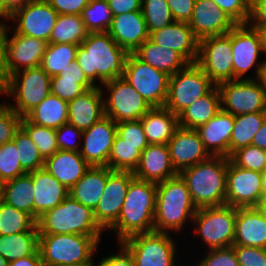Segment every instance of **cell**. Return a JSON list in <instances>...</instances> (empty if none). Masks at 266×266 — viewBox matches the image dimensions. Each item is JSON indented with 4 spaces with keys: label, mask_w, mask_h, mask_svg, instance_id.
Listing matches in <instances>:
<instances>
[{
    "label": "cell",
    "mask_w": 266,
    "mask_h": 266,
    "mask_svg": "<svg viewBox=\"0 0 266 266\" xmlns=\"http://www.w3.org/2000/svg\"><path fill=\"white\" fill-rule=\"evenodd\" d=\"M127 55L108 32L88 33L78 46L76 62L93 85L97 78L104 84L123 78Z\"/></svg>",
    "instance_id": "1"
},
{
    "label": "cell",
    "mask_w": 266,
    "mask_h": 266,
    "mask_svg": "<svg viewBox=\"0 0 266 266\" xmlns=\"http://www.w3.org/2000/svg\"><path fill=\"white\" fill-rule=\"evenodd\" d=\"M157 184L133 178L118 220L110 227L121 243L136 234L154 231Z\"/></svg>",
    "instance_id": "2"
},
{
    "label": "cell",
    "mask_w": 266,
    "mask_h": 266,
    "mask_svg": "<svg viewBox=\"0 0 266 266\" xmlns=\"http://www.w3.org/2000/svg\"><path fill=\"white\" fill-rule=\"evenodd\" d=\"M229 160L224 156H211L179 173L197 209L226 205Z\"/></svg>",
    "instance_id": "3"
},
{
    "label": "cell",
    "mask_w": 266,
    "mask_h": 266,
    "mask_svg": "<svg viewBox=\"0 0 266 266\" xmlns=\"http://www.w3.org/2000/svg\"><path fill=\"white\" fill-rule=\"evenodd\" d=\"M186 182L178 174L157 184L154 232L179 231L197 211Z\"/></svg>",
    "instance_id": "4"
},
{
    "label": "cell",
    "mask_w": 266,
    "mask_h": 266,
    "mask_svg": "<svg viewBox=\"0 0 266 266\" xmlns=\"http://www.w3.org/2000/svg\"><path fill=\"white\" fill-rule=\"evenodd\" d=\"M101 236L49 234L38 236V250L44 266H94L93 254Z\"/></svg>",
    "instance_id": "5"
},
{
    "label": "cell",
    "mask_w": 266,
    "mask_h": 266,
    "mask_svg": "<svg viewBox=\"0 0 266 266\" xmlns=\"http://www.w3.org/2000/svg\"><path fill=\"white\" fill-rule=\"evenodd\" d=\"M39 235L80 234L101 236L103 229L94 218L93 211L71 196L55 208L44 212L37 220Z\"/></svg>",
    "instance_id": "6"
},
{
    "label": "cell",
    "mask_w": 266,
    "mask_h": 266,
    "mask_svg": "<svg viewBox=\"0 0 266 266\" xmlns=\"http://www.w3.org/2000/svg\"><path fill=\"white\" fill-rule=\"evenodd\" d=\"M169 75L128 53L123 79L129 83L151 107H163L168 98Z\"/></svg>",
    "instance_id": "7"
},
{
    "label": "cell",
    "mask_w": 266,
    "mask_h": 266,
    "mask_svg": "<svg viewBox=\"0 0 266 266\" xmlns=\"http://www.w3.org/2000/svg\"><path fill=\"white\" fill-rule=\"evenodd\" d=\"M5 94L15 98L17 105L9 106L24 117L51 94V77L41 67L15 72L8 78Z\"/></svg>",
    "instance_id": "8"
},
{
    "label": "cell",
    "mask_w": 266,
    "mask_h": 266,
    "mask_svg": "<svg viewBox=\"0 0 266 266\" xmlns=\"http://www.w3.org/2000/svg\"><path fill=\"white\" fill-rule=\"evenodd\" d=\"M214 86L196 63H189L169 77L168 98L164 106L179 115Z\"/></svg>",
    "instance_id": "9"
},
{
    "label": "cell",
    "mask_w": 266,
    "mask_h": 266,
    "mask_svg": "<svg viewBox=\"0 0 266 266\" xmlns=\"http://www.w3.org/2000/svg\"><path fill=\"white\" fill-rule=\"evenodd\" d=\"M237 208L229 205L200 208L193 221L197 223L196 233L210 249L233 246Z\"/></svg>",
    "instance_id": "10"
},
{
    "label": "cell",
    "mask_w": 266,
    "mask_h": 266,
    "mask_svg": "<svg viewBox=\"0 0 266 266\" xmlns=\"http://www.w3.org/2000/svg\"><path fill=\"white\" fill-rule=\"evenodd\" d=\"M217 87L223 111L234 116L266 111V91L259 79H235Z\"/></svg>",
    "instance_id": "11"
},
{
    "label": "cell",
    "mask_w": 266,
    "mask_h": 266,
    "mask_svg": "<svg viewBox=\"0 0 266 266\" xmlns=\"http://www.w3.org/2000/svg\"><path fill=\"white\" fill-rule=\"evenodd\" d=\"M120 244L132 255L134 266H178L174 264L176 245L168 233L136 234Z\"/></svg>",
    "instance_id": "12"
},
{
    "label": "cell",
    "mask_w": 266,
    "mask_h": 266,
    "mask_svg": "<svg viewBox=\"0 0 266 266\" xmlns=\"http://www.w3.org/2000/svg\"><path fill=\"white\" fill-rule=\"evenodd\" d=\"M196 64L216 86L233 80L231 31L201 39Z\"/></svg>",
    "instance_id": "13"
},
{
    "label": "cell",
    "mask_w": 266,
    "mask_h": 266,
    "mask_svg": "<svg viewBox=\"0 0 266 266\" xmlns=\"http://www.w3.org/2000/svg\"><path fill=\"white\" fill-rule=\"evenodd\" d=\"M103 85L110 93V96L103 101L105 116L116 123L139 120L152 108L123 78L113 79Z\"/></svg>",
    "instance_id": "14"
},
{
    "label": "cell",
    "mask_w": 266,
    "mask_h": 266,
    "mask_svg": "<svg viewBox=\"0 0 266 266\" xmlns=\"http://www.w3.org/2000/svg\"><path fill=\"white\" fill-rule=\"evenodd\" d=\"M8 25H4L5 69L8 77L22 68L30 69L41 66L48 42L34 37L13 33L7 37Z\"/></svg>",
    "instance_id": "15"
},
{
    "label": "cell",
    "mask_w": 266,
    "mask_h": 266,
    "mask_svg": "<svg viewBox=\"0 0 266 266\" xmlns=\"http://www.w3.org/2000/svg\"><path fill=\"white\" fill-rule=\"evenodd\" d=\"M58 15L47 0H31L14 11L9 20L18 22L15 33L49 42Z\"/></svg>",
    "instance_id": "16"
},
{
    "label": "cell",
    "mask_w": 266,
    "mask_h": 266,
    "mask_svg": "<svg viewBox=\"0 0 266 266\" xmlns=\"http://www.w3.org/2000/svg\"><path fill=\"white\" fill-rule=\"evenodd\" d=\"M133 178L131 171L111 170L108 167L103 195L93 211L96 222L103 230L109 229L118 220Z\"/></svg>",
    "instance_id": "17"
},
{
    "label": "cell",
    "mask_w": 266,
    "mask_h": 266,
    "mask_svg": "<svg viewBox=\"0 0 266 266\" xmlns=\"http://www.w3.org/2000/svg\"><path fill=\"white\" fill-rule=\"evenodd\" d=\"M262 173L234 165L230 160L227 168L226 205L258 207L262 200Z\"/></svg>",
    "instance_id": "18"
},
{
    "label": "cell",
    "mask_w": 266,
    "mask_h": 266,
    "mask_svg": "<svg viewBox=\"0 0 266 266\" xmlns=\"http://www.w3.org/2000/svg\"><path fill=\"white\" fill-rule=\"evenodd\" d=\"M116 135L117 123L104 116L83 131L85 140L80 149L81 156L90 166H107Z\"/></svg>",
    "instance_id": "19"
},
{
    "label": "cell",
    "mask_w": 266,
    "mask_h": 266,
    "mask_svg": "<svg viewBox=\"0 0 266 266\" xmlns=\"http://www.w3.org/2000/svg\"><path fill=\"white\" fill-rule=\"evenodd\" d=\"M248 25L237 24L231 30L233 80L242 79L241 77L256 65L257 57L262 53L259 30Z\"/></svg>",
    "instance_id": "20"
},
{
    "label": "cell",
    "mask_w": 266,
    "mask_h": 266,
    "mask_svg": "<svg viewBox=\"0 0 266 266\" xmlns=\"http://www.w3.org/2000/svg\"><path fill=\"white\" fill-rule=\"evenodd\" d=\"M167 146L173 167L178 173L211 157L196 129L179 126Z\"/></svg>",
    "instance_id": "21"
},
{
    "label": "cell",
    "mask_w": 266,
    "mask_h": 266,
    "mask_svg": "<svg viewBox=\"0 0 266 266\" xmlns=\"http://www.w3.org/2000/svg\"><path fill=\"white\" fill-rule=\"evenodd\" d=\"M188 24L199 41L206 37L227 34L237 25L212 0H196Z\"/></svg>",
    "instance_id": "22"
},
{
    "label": "cell",
    "mask_w": 266,
    "mask_h": 266,
    "mask_svg": "<svg viewBox=\"0 0 266 266\" xmlns=\"http://www.w3.org/2000/svg\"><path fill=\"white\" fill-rule=\"evenodd\" d=\"M149 39L161 47L180 53L189 63H196L199 40L187 22L174 21L149 33Z\"/></svg>",
    "instance_id": "23"
},
{
    "label": "cell",
    "mask_w": 266,
    "mask_h": 266,
    "mask_svg": "<svg viewBox=\"0 0 266 266\" xmlns=\"http://www.w3.org/2000/svg\"><path fill=\"white\" fill-rule=\"evenodd\" d=\"M178 174L171 162L167 144H149L141 152L139 163L133 171L135 178L156 184Z\"/></svg>",
    "instance_id": "24"
},
{
    "label": "cell",
    "mask_w": 266,
    "mask_h": 266,
    "mask_svg": "<svg viewBox=\"0 0 266 266\" xmlns=\"http://www.w3.org/2000/svg\"><path fill=\"white\" fill-rule=\"evenodd\" d=\"M108 33L127 53H133L149 39L146 21L141 10L113 16Z\"/></svg>",
    "instance_id": "25"
},
{
    "label": "cell",
    "mask_w": 266,
    "mask_h": 266,
    "mask_svg": "<svg viewBox=\"0 0 266 266\" xmlns=\"http://www.w3.org/2000/svg\"><path fill=\"white\" fill-rule=\"evenodd\" d=\"M102 95L103 90L96 85L68 101V123L84 131L101 120L105 116Z\"/></svg>",
    "instance_id": "26"
},
{
    "label": "cell",
    "mask_w": 266,
    "mask_h": 266,
    "mask_svg": "<svg viewBox=\"0 0 266 266\" xmlns=\"http://www.w3.org/2000/svg\"><path fill=\"white\" fill-rule=\"evenodd\" d=\"M234 125V115L222 109L206 124L199 126V133L205 149L211 156L229 158V145Z\"/></svg>",
    "instance_id": "27"
},
{
    "label": "cell",
    "mask_w": 266,
    "mask_h": 266,
    "mask_svg": "<svg viewBox=\"0 0 266 266\" xmlns=\"http://www.w3.org/2000/svg\"><path fill=\"white\" fill-rule=\"evenodd\" d=\"M233 245L266 248V217L258 207L237 208Z\"/></svg>",
    "instance_id": "28"
},
{
    "label": "cell",
    "mask_w": 266,
    "mask_h": 266,
    "mask_svg": "<svg viewBox=\"0 0 266 266\" xmlns=\"http://www.w3.org/2000/svg\"><path fill=\"white\" fill-rule=\"evenodd\" d=\"M35 190L34 219L46 211L55 208L69 195V189L62 185L44 168L30 172Z\"/></svg>",
    "instance_id": "29"
},
{
    "label": "cell",
    "mask_w": 266,
    "mask_h": 266,
    "mask_svg": "<svg viewBox=\"0 0 266 266\" xmlns=\"http://www.w3.org/2000/svg\"><path fill=\"white\" fill-rule=\"evenodd\" d=\"M90 167L80 152L75 151L58 150L44 161V169L67 189L75 185Z\"/></svg>",
    "instance_id": "30"
},
{
    "label": "cell",
    "mask_w": 266,
    "mask_h": 266,
    "mask_svg": "<svg viewBox=\"0 0 266 266\" xmlns=\"http://www.w3.org/2000/svg\"><path fill=\"white\" fill-rule=\"evenodd\" d=\"M149 144H167L179 127L178 115L163 107H152L141 119Z\"/></svg>",
    "instance_id": "31"
},
{
    "label": "cell",
    "mask_w": 266,
    "mask_h": 266,
    "mask_svg": "<svg viewBox=\"0 0 266 266\" xmlns=\"http://www.w3.org/2000/svg\"><path fill=\"white\" fill-rule=\"evenodd\" d=\"M107 177V166H91L69 189V196L94 211L103 195Z\"/></svg>",
    "instance_id": "32"
},
{
    "label": "cell",
    "mask_w": 266,
    "mask_h": 266,
    "mask_svg": "<svg viewBox=\"0 0 266 266\" xmlns=\"http://www.w3.org/2000/svg\"><path fill=\"white\" fill-rule=\"evenodd\" d=\"M140 60L168 74H175L189 62L177 51L161 47L147 39L133 52Z\"/></svg>",
    "instance_id": "33"
},
{
    "label": "cell",
    "mask_w": 266,
    "mask_h": 266,
    "mask_svg": "<svg viewBox=\"0 0 266 266\" xmlns=\"http://www.w3.org/2000/svg\"><path fill=\"white\" fill-rule=\"evenodd\" d=\"M221 110V97L215 85L206 95L199 97L178 115L179 126L197 129L206 124Z\"/></svg>",
    "instance_id": "34"
},
{
    "label": "cell",
    "mask_w": 266,
    "mask_h": 266,
    "mask_svg": "<svg viewBox=\"0 0 266 266\" xmlns=\"http://www.w3.org/2000/svg\"><path fill=\"white\" fill-rule=\"evenodd\" d=\"M34 196L30 173L18 176L0 185V199L14 208L30 214L34 218Z\"/></svg>",
    "instance_id": "35"
},
{
    "label": "cell",
    "mask_w": 266,
    "mask_h": 266,
    "mask_svg": "<svg viewBox=\"0 0 266 266\" xmlns=\"http://www.w3.org/2000/svg\"><path fill=\"white\" fill-rule=\"evenodd\" d=\"M95 86L87 79L76 60L64 72L51 77V93L65 101L73 100Z\"/></svg>",
    "instance_id": "36"
},
{
    "label": "cell",
    "mask_w": 266,
    "mask_h": 266,
    "mask_svg": "<svg viewBox=\"0 0 266 266\" xmlns=\"http://www.w3.org/2000/svg\"><path fill=\"white\" fill-rule=\"evenodd\" d=\"M68 101L49 94L24 117L36 125L57 129L68 123Z\"/></svg>",
    "instance_id": "37"
},
{
    "label": "cell",
    "mask_w": 266,
    "mask_h": 266,
    "mask_svg": "<svg viewBox=\"0 0 266 266\" xmlns=\"http://www.w3.org/2000/svg\"><path fill=\"white\" fill-rule=\"evenodd\" d=\"M266 119V111L234 116L233 131L229 145V157L239 148L252 144L254 135Z\"/></svg>",
    "instance_id": "38"
},
{
    "label": "cell",
    "mask_w": 266,
    "mask_h": 266,
    "mask_svg": "<svg viewBox=\"0 0 266 266\" xmlns=\"http://www.w3.org/2000/svg\"><path fill=\"white\" fill-rule=\"evenodd\" d=\"M39 232L0 235V255L8 262L33 255L38 250Z\"/></svg>",
    "instance_id": "39"
},
{
    "label": "cell",
    "mask_w": 266,
    "mask_h": 266,
    "mask_svg": "<svg viewBox=\"0 0 266 266\" xmlns=\"http://www.w3.org/2000/svg\"><path fill=\"white\" fill-rule=\"evenodd\" d=\"M78 46L67 43H49L40 67L50 77L61 74L76 60Z\"/></svg>",
    "instance_id": "40"
},
{
    "label": "cell",
    "mask_w": 266,
    "mask_h": 266,
    "mask_svg": "<svg viewBox=\"0 0 266 266\" xmlns=\"http://www.w3.org/2000/svg\"><path fill=\"white\" fill-rule=\"evenodd\" d=\"M87 35L81 15L59 14L48 43L80 45Z\"/></svg>",
    "instance_id": "41"
},
{
    "label": "cell",
    "mask_w": 266,
    "mask_h": 266,
    "mask_svg": "<svg viewBox=\"0 0 266 266\" xmlns=\"http://www.w3.org/2000/svg\"><path fill=\"white\" fill-rule=\"evenodd\" d=\"M38 232L37 221L28 213L6 204L0 199V235Z\"/></svg>",
    "instance_id": "42"
},
{
    "label": "cell",
    "mask_w": 266,
    "mask_h": 266,
    "mask_svg": "<svg viewBox=\"0 0 266 266\" xmlns=\"http://www.w3.org/2000/svg\"><path fill=\"white\" fill-rule=\"evenodd\" d=\"M140 156V144L122 142V138L117 134L112 145L107 167L111 170L133 172L139 163Z\"/></svg>",
    "instance_id": "43"
},
{
    "label": "cell",
    "mask_w": 266,
    "mask_h": 266,
    "mask_svg": "<svg viewBox=\"0 0 266 266\" xmlns=\"http://www.w3.org/2000/svg\"><path fill=\"white\" fill-rule=\"evenodd\" d=\"M81 17L88 33L108 32L113 19L107 0H90Z\"/></svg>",
    "instance_id": "44"
},
{
    "label": "cell",
    "mask_w": 266,
    "mask_h": 266,
    "mask_svg": "<svg viewBox=\"0 0 266 266\" xmlns=\"http://www.w3.org/2000/svg\"><path fill=\"white\" fill-rule=\"evenodd\" d=\"M12 141L18 150L20 165L26 173L44 168L45 160L40 155L35 143L22 127L16 131Z\"/></svg>",
    "instance_id": "45"
},
{
    "label": "cell",
    "mask_w": 266,
    "mask_h": 266,
    "mask_svg": "<svg viewBox=\"0 0 266 266\" xmlns=\"http://www.w3.org/2000/svg\"><path fill=\"white\" fill-rule=\"evenodd\" d=\"M21 127L28 133L31 140L35 143L44 160L51 157L59 150L55 129L36 125L29 122L25 117H22Z\"/></svg>",
    "instance_id": "46"
},
{
    "label": "cell",
    "mask_w": 266,
    "mask_h": 266,
    "mask_svg": "<svg viewBox=\"0 0 266 266\" xmlns=\"http://www.w3.org/2000/svg\"><path fill=\"white\" fill-rule=\"evenodd\" d=\"M141 11L146 21L148 33L175 21L167 0H142Z\"/></svg>",
    "instance_id": "47"
},
{
    "label": "cell",
    "mask_w": 266,
    "mask_h": 266,
    "mask_svg": "<svg viewBox=\"0 0 266 266\" xmlns=\"http://www.w3.org/2000/svg\"><path fill=\"white\" fill-rule=\"evenodd\" d=\"M26 172L22 169L18 160V150L11 140L0 146V185L4 182L24 175Z\"/></svg>",
    "instance_id": "48"
},
{
    "label": "cell",
    "mask_w": 266,
    "mask_h": 266,
    "mask_svg": "<svg viewBox=\"0 0 266 266\" xmlns=\"http://www.w3.org/2000/svg\"><path fill=\"white\" fill-rule=\"evenodd\" d=\"M229 159L238 167L260 173L265 171L264 149L254 145L239 148L230 155Z\"/></svg>",
    "instance_id": "49"
},
{
    "label": "cell",
    "mask_w": 266,
    "mask_h": 266,
    "mask_svg": "<svg viewBox=\"0 0 266 266\" xmlns=\"http://www.w3.org/2000/svg\"><path fill=\"white\" fill-rule=\"evenodd\" d=\"M117 134L122 138V142L140 144L141 152L149 145L140 119L118 122Z\"/></svg>",
    "instance_id": "50"
},
{
    "label": "cell",
    "mask_w": 266,
    "mask_h": 266,
    "mask_svg": "<svg viewBox=\"0 0 266 266\" xmlns=\"http://www.w3.org/2000/svg\"><path fill=\"white\" fill-rule=\"evenodd\" d=\"M22 116L9 105L0 104V146L11 141L21 127Z\"/></svg>",
    "instance_id": "51"
},
{
    "label": "cell",
    "mask_w": 266,
    "mask_h": 266,
    "mask_svg": "<svg viewBox=\"0 0 266 266\" xmlns=\"http://www.w3.org/2000/svg\"><path fill=\"white\" fill-rule=\"evenodd\" d=\"M237 24H248L250 0H212Z\"/></svg>",
    "instance_id": "52"
},
{
    "label": "cell",
    "mask_w": 266,
    "mask_h": 266,
    "mask_svg": "<svg viewBox=\"0 0 266 266\" xmlns=\"http://www.w3.org/2000/svg\"><path fill=\"white\" fill-rule=\"evenodd\" d=\"M239 266H266V248L233 245Z\"/></svg>",
    "instance_id": "53"
},
{
    "label": "cell",
    "mask_w": 266,
    "mask_h": 266,
    "mask_svg": "<svg viewBox=\"0 0 266 266\" xmlns=\"http://www.w3.org/2000/svg\"><path fill=\"white\" fill-rule=\"evenodd\" d=\"M205 258L198 266H239L234 248L209 249Z\"/></svg>",
    "instance_id": "54"
},
{
    "label": "cell",
    "mask_w": 266,
    "mask_h": 266,
    "mask_svg": "<svg viewBox=\"0 0 266 266\" xmlns=\"http://www.w3.org/2000/svg\"><path fill=\"white\" fill-rule=\"evenodd\" d=\"M83 131L77 129L74 125L65 123L61 127L56 129L57 146L59 150L80 152V146L76 141L71 142L70 136H82ZM69 136V137H68Z\"/></svg>",
    "instance_id": "55"
},
{
    "label": "cell",
    "mask_w": 266,
    "mask_h": 266,
    "mask_svg": "<svg viewBox=\"0 0 266 266\" xmlns=\"http://www.w3.org/2000/svg\"><path fill=\"white\" fill-rule=\"evenodd\" d=\"M196 0H167L175 21L189 22L193 13Z\"/></svg>",
    "instance_id": "56"
},
{
    "label": "cell",
    "mask_w": 266,
    "mask_h": 266,
    "mask_svg": "<svg viewBox=\"0 0 266 266\" xmlns=\"http://www.w3.org/2000/svg\"><path fill=\"white\" fill-rule=\"evenodd\" d=\"M58 14L81 15L90 0H47Z\"/></svg>",
    "instance_id": "57"
},
{
    "label": "cell",
    "mask_w": 266,
    "mask_h": 266,
    "mask_svg": "<svg viewBox=\"0 0 266 266\" xmlns=\"http://www.w3.org/2000/svg\"><path fill=\"white\" fill-rule=\"evenodd\" d=\"M248 23H250L252 28L257 30L266 29V0H250V17Z\"/></svg>",
    "instance_id": "58"
},
{
    "label": "cell",
    "mask_w": 266,
    "mask_h": 266,
    "mask_svg": "<svg viewBox=\"0 0 266 266\" xmlns=\"http://www.w3.org/2000/svg\"><path fill=\"white\" fill-rule=\"evenodd\" d=\"M120 246L122 249L118 254L102 259L97 266H134L132 255L123 245Z\"/></svg>",
    "instance_id": "59"
},
{
    "label": "cell",
    "mask_w": 266,
    "mask_h": 266,
    "mask_svg": "<svg viewBox=\"0 0 266 266\" xmlns=\"http://www.w3.org/2000/svg\"><path fill=\"white\" fill-rule=\"evenodd\" d=\"M107 1L113 16L141 10L142 0H107Z\"/></svg>",
    "instance_id": "60"
},
{
    "label": "cell",
    "mask_w": 266,
    "mask_h": 266,
    "mask_svg": "<svg viewBox=\"0 0 266 266\" xmlns=\"http://www.w3.org/2000/svg\"><path fill=\"white\" fill-rule=\"evenodd\" d=\"M7 266H44V263L41 260L39 250H37L33 255L8 262Z\"/></svg>",
    "instance_id": "61"
},
{
    "label": "cell",
    "mask_w": 266,
    "mask_h": 266,
    "mask_svg": "<svg viewBox=\"0 0 266 266\" xmlns=\"http://www.w3.org/2000/svg\"><path fill=\"white\" fill-rule=\"evenodd\" d=\"M251 145L261 149H266V119L264 120L261 128L254 135Z\"/></svg>",
    "instance_id": "62"
},
{
    "label": "cell",
    "mask_w": 266,
    "mask_h": 266,
    "mask_svg": "<svg viewBox=\"0 0 266 266\" xmlns=\"http://www.w3.org/2000/svg\"><path fill=\"white\" fill-rule=\"evenodd\" d=\"M30 1L31 0H3V6L10 14H12L17 9L24 7Z\"/></svg>",
    "instance_id": "63"
},
{
    "label": "cell",
    "mask_w": 266,
    "mask_h": 266,
    "mask_svg": "<svg viewBox=\"0 0 266 266\" xmlns=\"http://www.w3.org/2000/svg\"><path fill=\"white\" fill-rule=\"evenodd\" d=\"M0 71H6L4 52V23H0Z\"/></svg>",
    "instance_id": "64"
},
{
    "label": "cell",
    "mask_w": 266,
    "mask_h": 266,
    "mask_svg": "<svg viewBox=\"0 0 266 266\" xmlns=\"http://www.w3.org/2000/svg\"><path fill=\"white\" fill-rule=\"evenodd\" d=\"M255 79H259L266 91V61L258 63Z\"/></svg>",
    "instance_id": "65"
},
{
    "label": "cell",
    "mask_w": 266,
    "mask_h": 266,
    "mask_svg": "<svg viewBox=\"0 0 266 266\" xmlns=\"http://www.w3.org/2000/svg\"><path fill=\"white\" fill-rule=\"evenodd\" d=\"M8 74L6 71H0V93H5L8 85Z\"/></svg>",
    "instance_id": "66"
},
{
    "label": "cell",
    "mask_w": 266,
    "mask_h": 266,
    "mask_svg": "<svg viewBox=\"0 0 266 266\" xmlns=\"http://www.w3.org/2000/svg\"><path fill=\"white\" fill-rule=\"evenodd\" d=\"M261 35V47H262V53L266 54V29L259 30ZM266 61V59H265Z\"/></svg>",
    "instance_id": "67"
},
{
    "label": "cell",
    "mask_w": 266,
    "mask_h": 266,
    "mask_svg": "<svg viewBox=\"0 0 266 266\" xmlns=\"http://www.w3.org/2000/svg\"><path fill=\"white\" fill-rule=\"evenodd\" d=\"M11 14L4 8L3 0H0V17L9 19ZM0 23H3L2 21Z\"/></svg>",
    "instance_id": "68"
},
{
    "label": "cell",
    "mask_w": 266,
    "mask_h": 266,
    "mask_svg": "<svg viewBox=\"0 0 266 266\" xmlns=\"http://www.w3.org/2000/svg\"><path fill=\"white\" fill-rule=\"evenodd\" d=\"M261 189H262V198L266 197V170L264 172H262V176H261Z\"/></svg>",
    "instance_id": "69"
},
{
    "label": "cell",
    "mask_w": 266,
    "mask_h": 266,
    "mask_svg": "<svg viewBox=\"0 0 266 266\" xmlns=\"http://www.w3.org/2000/svg\"><path fill=\"white\" fill-rule=\"evenodd\" d=\"M258 208L261 210L263 215L266 217V197L262 198Z\"/></svg>",
    "instance_id": "70"
},
{
    "label": "cell",
    "mask_w": 266,
    "mask_h": 266,
    "mask_svg": "<svg viewBox=\"0 0 266 266\" xmlns=\"http://www.w3.org/2000/svg\"><path fill=\"white\" fill-rule=\"evenodd\" d=\"M8 261L0 255V266H7Z\"/></svg>",
    "instance_id": "71"
},
{
    "label": "cell",
    "mask_w": 266,
    "mask_h": 266,
    "mask_svg": "<svg viewBox=\"0 0 266 266\" xmlns=\"http://www.w3.org/2000/svg\"><path fill=\"white\" fill-rule=\"evenodd\" d=\"M264 155H265V170H266V149H264Z\"/></svg>",
    "instance_id": "72"
},
{
    "label": "cell",
    "mask_w": 266,
    "mask_h": 266,
    "mask_svg": "<svg viewBox=\"0 0 266 266\" xmlns=\"http://www.w3.org/2000/svg\"><path fill=\"white\" fill-rule=\"evenodd\" d=\"M61 266H79V265H61Z\"/></svg>",
    "instance_id": "73"
}]
</instances>
